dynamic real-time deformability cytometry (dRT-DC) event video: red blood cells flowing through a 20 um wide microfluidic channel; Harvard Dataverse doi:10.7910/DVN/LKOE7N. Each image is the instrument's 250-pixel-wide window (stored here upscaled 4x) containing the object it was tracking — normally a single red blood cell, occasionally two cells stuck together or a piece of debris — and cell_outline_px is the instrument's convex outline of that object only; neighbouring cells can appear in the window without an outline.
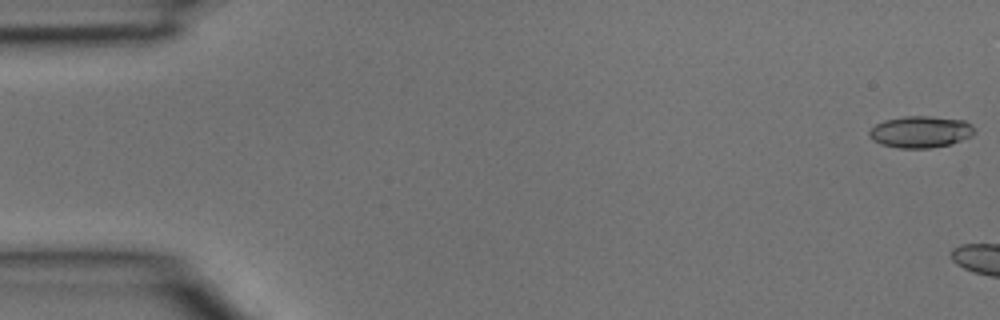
{"species": "common noctule bat (a hibernating species)", "species_latin": "Nyctalus noctula", "temperature_condition": "room temperature", "stored_images_in_passage": 4, "camera_frame_rate_fps": 3000, "um_per_image_px": 0.085, "animal": {"sex": "male", "body_mass_g": 15.6}, "frame": {"image": 1, "passage_image": 1, "time_ms": 0.0, "image_size_px": [1000, 320], "cell_outline_px": [[976, 132], [972, 136], [952, 144], [928, 148], [900, 148], [880, 144], [872, 140], [868, 136], [868, 132], [876, 124], [884, 120], [904, 116], [932, 116], [964, 120], [972, 124]], "centroid_in_image_um": [78.26, 11.2], "position_along_channel_um": 6.7, "area_um2": 19.65}}